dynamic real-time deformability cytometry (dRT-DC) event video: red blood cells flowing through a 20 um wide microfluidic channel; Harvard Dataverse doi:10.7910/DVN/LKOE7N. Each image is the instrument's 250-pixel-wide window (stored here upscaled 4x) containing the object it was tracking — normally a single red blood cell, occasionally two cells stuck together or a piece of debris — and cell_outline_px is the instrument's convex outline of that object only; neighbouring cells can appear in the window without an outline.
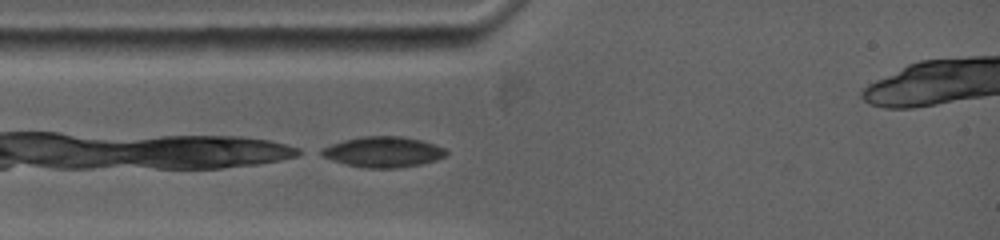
{"species": "common noctule bat (a hibernating species)", "species_latin": "Nyctalus noctula", "temperature_condition": "warm", "stored_images_in_passage": 46, "camera_frame_rate_fps": 5000, "um_per_image_px": 0.085, "animal": {"sex": "female", "body_mass_g": 19.0, "forearm_length_mm": 53.3}, "frame": {"image": 1, "passage_image": 1, "time_ms": 0.0, "image_size_px": [1000, 240], "cell_outline_px": [[448, 156], [436, 160], [420, 164], [396, 168], [364, 168], [332, 160], [316, 152], [332, 144], [344, 140], [364, 136], [400, 136], [420, 140], [444, 148], [448, 152]], "centroid_in_image_um": [32.58, 12.92], "position_along_channel_um": 52.4, "area_um2": 22.02}}
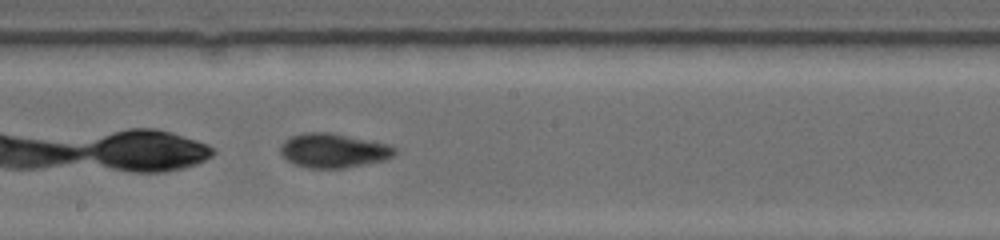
{"frame": {"image": 2, "passage_image": 23, "time_ms": 4.4, "image_size_px": [1000, 240], "cell_outline_px": [[396, 152], [392, 156], [384, 160], [344, 168], [308, 168], [296, 164], [288, 160], [280, 152], [280, 148], [292, 136], [308, 132], [328, 132], [384, 144], [396, 148]], "centroid_in_image_um": [28.33, 12.81], "position_along_channel_um": 219.9, "area_um2": 22.08}}
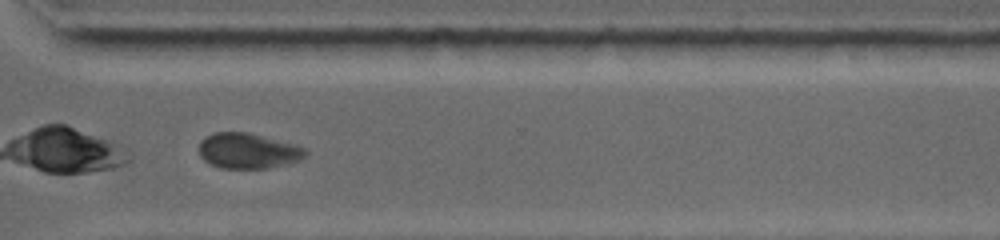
{"frame": {"image": 3, "passage_image": 40, "time_ms": 7.8, "image_size_px": [1000, 240], "cell_outline_px": [[308, 152], [304, 156], [296, 160], [268, 168], [220, 168], [204, 160], [200, 156], [200, 140], [216, 132], [248, 132], [304, 148]], "centroid_in_image_um": [21.01, 12.82], "position_along_channel_um": 349.6, "area_um2": 21.33}}